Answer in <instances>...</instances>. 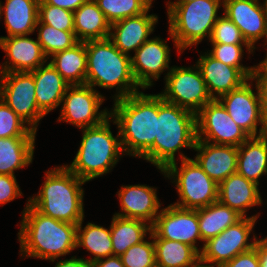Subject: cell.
I'll use <instances>...</instances> for the list:
<instances>
[{"mask_svg":"<svg viewBox=\"0 0 267 267\" xmlns=\"http://www.w3.org/2000/svg\"><path fill=\"white\" fill-rule=\"evenodd\" d=\"M18 232L20 256L54 262L76 247L77 224L60 221L38 212L26 203Z\"/></svg>","mask_w":267,"mask_h":267,"instance_id":"obj_1","label":"cell"},{"mask_svg":"<svg viewBox=\"0 0 267 267\" xmlns=\"http://www.w3.org/2000/svg\"><path fill=\"white\" fill-rule=\"evenodd\" d=\"M110 118L119 130L124 155L140 158L157 135L158 94L139 91L116 99Z\"/></svg>","mask_w":267,"mask_h":267,"instance_id":"obj_2","label":"cell"},{"mask_svg":"<svg viewBox=\"0 0 267 267\" xmlns=\"http://www.w3.org/2000/svg\"><path fill=\"white\" fill-rule=\"evenodd\" d=\"M196 140V114L164 101L158 94L157 135L154 144L140 158L164 170L176 162V152L194 149Z\"/></svg>","mask_w":267,"mask_h":267,"instance_id":"obj_3","label":"cell"},{"mask_svg":"<svg viewBox=\"0 0 267 267\" xmlns=\"http://www.w3.org/2000/svg\"><path fill=\"white\" fill-rule=\"evenodd\" d=\"M45 181L37 195L29 197V204L45 216L79 224L84 219V190L86 182L65 165L45 172Z\"/></svg>","mask_w":267,"mask_h":267,"instance_id":"obj_4","label":"cell"},{"mask_svg":"<svg viewBox=\"0 0 267 267\" xmlns=\"http://www.w3.org/2000/svg\"><path fill=\"white\" fill-rule=\"evenodd\" d=\"M87 74L85 84L112 89L114 100L139 92L131 69V56L122 53L109 39L85 42Z\"/></svg>","mask_w":267,"mask_h":267,"instance_id":"obj_5","label":"cell"},{"mask_svg":"<svg viewBox=\"0 0 267 267\" xmlns=\"http://www.w3.org/2000/svg\"><path fill=\"white\" fill-rule=\"evenodd\" d=\"M111 120L109 116L97 126L82 128L78 152L73 162L65 165L85 182L109 173L124 154L119 131L114 137L110 130Z\"/></svg>","mask_w":267,"mask_h":267,"instance_id":"obj_6","label":"cell"},{"mask_svg":"<svg viewBox=\"0 0 267 267\" xmlns=\"http://www.w3.org/2000/svg\"><path fill=\"white\" fill-rule=\"evenodd\" d=\"M166 6L169 36L181 53L206 37L210 39L223 0L169 1Z\"/></svg>","mask_w":267,"mask_h":267,"instance_id":"obj_7","label":"cell"},{"mask_svg":"<svg viewBox=\"0 0 267 267\" xmlns=\"http://www.w3.org/2000/svg\"><path fill=\"white\" fill-rule=\"evenodd\" d=\"M181 167L177 162L169 164L160 172L164 177L173 179L179 200L174 205L185 209H199L218 200V184L212 180L190 157L180 152Z\"/></svg>","mask_w":267,"mask_h":267,"instance_id":"obj_8","label":"cell"},{"mask_svg":"<svg viewBox=\"0 0 267 267\" xmlns=\"http://www.w3.org/2000/svg\"><path fill=\"white\" fill-rule=\"evenodd\" d=\"M259 213L250 217H242L216 237L207 240L200 248L201 267H221L236 255L255 247L257 237L254 235L249 242Z\"/></svg>","mask_w":267,"mask_h":267,"instance_id":"obj_9","label":"cell"},{"mask_svg":"<svg viewBox=\"0 0 267 267\" xmlns=\"http://www.w3.org/2000/svg\"><path fill=\"white\" fill-rule=\"evenodd\" d=\"M177 67L166 73L164 92L159 93L163 100L197 113L208 102L210 97L199 67Z\"/></svg>","mask_w":267,"mask_h":267,"instance_id":"obj_10","label":"cell"},{"mask_svg":"<svg viewBox=\"0 0 267 267\" xmlns=\"http://www.w3.org/2000/svg\"><path fill=\"white\" fill-rule=\"evenodd\" d=\"M2 99L35 132L45 114L38 108L34 77L30 72H0Z\"/></svg>","mask_w":267,"mask_h":267,"instance_id":"obj_11","label":"cell"},{"mask_svg":"<svg viewBox=\"0 0 267 267\" xmlns=\"http://www.w3.org/2000/svg\"><path fill=\"white\" fill-rule=\"evenodd\" d=\"M104 98L90 85H70L62 99L58 122H68L80 129L101 124L110 116L107 108L99 112Z\"/></svg>","mask_w":267,"mask_h":267,"instance_id":"obj_12","label":"cell"},{"mask_svg":"<svg viewBox=\"0 0 267 267\" xmlns=\"http://www.w3.org/2000/svg\"><path fill=\"white\" fill-rule=\"evenodd\" d=\"M196 136L197 140L236 147L250 137L218 99H212L196 113Z\"/></svg>","mask_w":267,"mask_h":267,"instance_id":"obj_13","label":"cell"},{"mask_svg":"<svg viewBox=\"0 0 267 267\" xmlns=\"http://www.w3.org/2000/svg\"><path fill=\"white\" fill-rule=\"evenodd\" d=\"M252 81L254 80L249 78L240 87L221 96L218 100L238 126L250 137H258L267 134V128L262 116L259 89L255 83L257 91L254 94ZM258 125H261L259 132Z\"/></svg>","mask_w":267,"mask_h":267,"instance_id":"obj_14","label":"cell"},{"mask_svg":"<svg viewBox=\"0 0 267 267\" xmlns=\"http://www.w3.org/2000/svg\"><path fill=\"white\" fill-rule=\"evenodd\" d=\"M153 239H167L192 246L199 254L197 240L202 241L197 209H185L170 204L161 209L152 225Z\"/></svg>","mask_w":267,"mask_h":267,"instance_id":"obj_15","label":"cell"},{"mask_svg":"<svg viewBox=\"0 0 267 267\" xmlns=\"http://www.w3.org/2000/svg\"><path fill=\"white\" fill-rule=\"evenodd\" d=\"M170 47L160 37L145 41L131 57V69L135 81L141 89H148L161 74L170 71Z\"/></svg>","mask_w":267,"mask_h":267,"instance_id":"obj_16","label":"cell"},{"mask_svg":"<svg viewBox=\"0 0 267 267\" xmlns=\"http://www.w3.org/2000/svg\"><path fill=\"white\" fill-rule=\"evenodd\" d=\"M223 10L253 49L261 38L267 45L265 13L260 0H223Z\"/></svg>","mask_w":267,"mask_h":267,"instance_id":"obj_17","label":"cell"},{"mask_svg":"<svg viewBox=\"0 0 267 267\" xmlns=\"http://www.w3.org/2000/svg\"><path fill=\"white\" fill-rule=\"evenodd\" d=\"M0 48L6 53V60H10L2 63L0 72H31L47 64L48 58L40 43L29 35L1 36Z\"/></svg>","mask_w":267,"mask_h":267,"instance_id":"obj_18","label":"cell"},{"mask_svg":"<svg viewBox=\"0 0 267 267\" xmlns=\"http://www.w3.org/2000/svg\"><path fill=\"white\" fill-rule=\"evenodd\" d=\"M156 191L157 188L147 185H122L117 193L121 212L114 215L127 219H139L152 226L161 211V203Z\"/></svg>","mask_w":267,"mask_h":267,"instance_id":"obj_19","label":"cell"},{"mask_svg":"<svg viewBox=\"0 0 267 267\" xmlns=\"http://www.w3.org/2000/svg\"><path fill=\"white\" fill-rule=\"evenodd\" d=\"M152 5L142 14L118 20L111 24L109 39L122 52L129 56L136 51L154 32L158 16L148 14Z\"/></svg>","mask_w":267,"mask_h":267,"instance_id":"obj_20","label":"cell"},{"mask_svg":"<svg viewBox=\"0 0 267 267\" xmlns=\"http://www.w3.org/2000/svg\"><path fill=\"white\" fill-rule=\"evenodd\" d=\"M193 150L198 152L194 160L217 184L236 173L238 147L196 140Z\"/></svg>","mask_w":267,"mask_h":267,"instance_id":"obj_21","label":"cell"},{"mask_svg":"<svg viewBox=\"0 0 267 267\" xmlns=\"http://www.w3.org/2000/svg\"><path fill=\"white\" fill-rule=\"evenodd\" d=\"M196 65L202 73L212 99H219L249 79L239 68L226 65L206 52L200 55Z\"/></svg>","mask_w":267,"mask_h":267,"instance_id":"obj_22","label":"cell"},{"mask_svg":"<svg viewBox=\"0 0 267 267\" xmlns=\"http://www.w3.org/2000/svg\"><path fill=\"white\" fill-rule=\"evenodd\" d=\"M218 201L246 217L249 208L259 206L263 200L258 185L237 172L218 184Z\"/></svg>","mask_w":267,"mask_h":267,"instance_id":"obj_23","label":"cell"},{"mask_svg":"<svg viewBox=\"0 0 267 267\" xmlns=\"http://www.w3.org/2000/svg\"><path fill=\"white\" fill-rule=\"evenodd\" d=\"M47 63L30 72L34 77L37 106L45 115L61 105L65 91L70 86L57 70Z\"/></svg>","mask_w":267,"mask_h":267,"instance_id":"obj_24","label":"cell"},{"mask_svg":"<svg viewBox=\"0 0 267 267\" xmlns=\"http://www.w3.org/2000/svg\"><path fill=\"white\" fill-rule=\"evenodd\" d=\"M40 0H6L0 1V16H4L7 36L32 34L38 22V7ZM4 14V15H3Z\"/></svg>","mask_w":267,"mask_h":267,"instance_id":"obj_25","label":"cell"},{"mask_svg":"<svg viewBox=\"0 0 267 267\" xmlns=\"http://www.w3.org/2000/svg\"><path fill=\"white\" fill-rule=\"evenodd\" d=\"M259 185L263 175H267V134L249 137L238 146L237 171Z\"/></svg>","mask_w":267,"mask_h":267,"instance_id":"obj_26","label":"cell"},{"mask_svg":"<svg viewBox=\"0 0 267 267\" xmlns=\"http://www.w3.org/2000/svg\"><path fill=\"white\" fill-rule=\"evenodd\" d=\"M73 15L74 33L78 41L109 38L111 24L94 0H87Z\"/></svg>","mask_w":267,"mask_h":267,"instance_id":"obj_27","label":"cell"},{"mask_svg":"<svg viewBox=\"0 0 267 267\" xmlns=\"http://www.w3.org/2000/svg\"><path fill=\"white\" fill-rule=\"evenodd\" d=\"M36 137L0 138V174L15 176L14 171L32 163Z\"/></svg>","mask_w":267,"mask_h":267,"instance_id":"obj_28","label":"cell"},{"mask_svg":"<svg viewBox=\"0 0 267 267\" xmlns=\"http://www.w3.org/2000/svg\"><path fill=\"white\" fill-rule=\"evenodd\" d=\"M50 64L69 85L85 84L87 74V54L85 42L51 56Z\"/></svg>","mask_w":267,"mask_h":267,"instance_id":"obj_29","label":"cell"},{"mask_svg":"<svg viewBox=\"0 0 267 267\" xmlns=\"http://www.w3.org/2000/svg\"><path fill=\"white\" fill-rule=\"evenodd\" d=\"M110 225L113 255L121 256L131 246L144 241L151 234L152 226L139 219L113 215Z\"/></svg>","mask_w":267,"mask_h":267,"instance_id":"obj_30","label":"cell"},{"mask_svg":"<svg viewBox=\"0 0 267 267\" xmlns=\"http://www.w3.org/2000/svg\"><path fill=\"white\" fill-rule=\"evenodd\" d=\"M197 214L199 231L204 243L242 218L235 210L218 200L206 207L197 209Z\"/></svg>","mask_w":267,"mask_h":267,"instance_id":"obj_31","label":"cell"},{"mask_svg":"<svg viewBox=\"0 0 267 267\" xmlns=\"http://www.w3.org/2000/svg\"><path fill=\"white\" fill-rule=\"evenodd\" d=\"M157 267H201L200 254L190 245L153 239Z\"/></svg>","mask_w":267,"mask_h":267,"instance_id":"obj_32","label":"cell"},{"mask_svg":"<svg viewBox=\"0 0 267 267\" xmlns=\"http://www.w3.org/2000/svg\"><path fill=\"white\" fill-rule=\"evenodd\" d=\"M77 225L76 247H84L94 257L86 259L90 264L95 261L113 255L110 228H104L94 223L86 224L82 228V222Z\"/></svg>","mask_w":267,"mask_h":267,"instance_id":"obj_33","label":"cell"},{"mask_svg":"<svg viewBox=\"0 0 267 267\" xmlns=\"http://www.w3.org/2000/svg\"><path fill=\"white\" fill-rule=\"evenodd\" d=\"M36 28L37 40L49 60L55 53L69 49L79 42L74 31L59 30L43 23H37Z\"/></svg>","mask_w":267,"mask_h":267,"instance_id":"obj_34","label":"cell"},{"mask_svg":"<svg viewBox=\"0 0 267 267\" xmlns=\"http://www.w3.org/2000/svg\"><path fill=\"white\" fill-rule=\"evenodd\" d=\"M110 24L144 13L152 4L148 0H94Z\"/></svg>","mask_w":267,"mask_h":267,"instance_id":"obj_35","label":"cell"},{"mask_svg":"<svg viewBox=\"0 0 267 267\" xmlns=\"http://www.w3.org/2000/svg\"><path fill=\"white\" fill-rule=\"evenodd\" d=\"M211 44L213 46L212 50L207 51L210 56L226 65L239 68L248 78H252L256 65L246 67L241 64L242 57L244 56L243 47L245 46L248 54H251L254 51L249 44Z\"/></svg>","mask_w":267,"mask_h":267,"instance_id":"obj_36","label":"cell"},{"mask_svg":"<svg viewBox=\"0 0 267 267\" xmlns=\"http://www.w3.org/2000/svg\"><path fill=\"white\" fill-rule=\"evenodd\" d=\"M2 99H0V138L36 137V133Z\"/></svg>","mask_w":267,"mask_h":267,"instance_id":"obj_37","label":"cell"},{"mask_svg":"<svg viewBox=\"0 0 267 267\" xmlns=\"http://www.w3.org/2000/svg\"><path fill=\"white\" fill-rule=\"evenodd\" d=\"M37 23L47 24L59 30L74 31L73 12L46 4L43 0L39 1Z\"/></svg>","mask_w":267,"mask_h":267,"instance_id":"obj_38","label":"cell"},{"mask_svg":"<svg viewBox=\"0 0 267 267\" xmlns=\"http://www.w3.org/2000/svg\"><path fill=\"white\" fill-rule=\"evenodd\" d=\"M149 238L152 241L135 244L120 256L124 267H157L152 232Z\"/></svg>","mask_w":267,"mask_h":267,"instance_id":"obj_39","label":"cell"},{"mask_svg":"<svg viewBox=\"0 0 267 267\" xmlns=\"http://www.w3.org/2000/svg\"><path fill=\"white\" fill-rule=\"evenodd\" d=\"M209 42L222 44H248L239 28L224 14L215 22Z\"/></svg>","mask_w":267,"mask_h":267,"instance_id":"obj_40","label":"cell"},{"mask_svg":"<svg viewBox=\"0 0 267 267\" xmlns=\"http://www.w3.org/2000/svg\"><path fill=\"white\" fill-rule=\"evenodd\" d=\"M22 195L15 176L0 174V205L7 204Z\"/></svg>","mask_w":267,"mask_h":267,"instance_id":"obj_41","label":"cell"},{"mask_svg":"<svg viewBox=\"0 0 267 267\" xmlns=\"http://www.w3.org/2000/svg\"><path fill=\"white\" fill-rule=\"evenodd\" d=\"M252 79L256 81L259 89L262 116L267 128V68L261 62L256 65Z\"/></svg>","mask_w":267,"mask_h":267,"instance_id":"obj_42","label":"cell"},{"mask_svg":"<svg viewBox=\"0 0 267 267\" xmlns=\"http://www.w3.org/2000/svg\"><path fill=\"white\" fill-rule=\"evenodd\" d=\"M221 267H260L257 249L254 247L249 251L240 253Z\"/></svg>","mask_w":267,"mask_h":267,"instance_id":"obj_43","label":"cell"},{"mask_svg":"<svg viewBox=\"0 0 267 267\" xmlns=\"http://www.w3.org/2000/svg\"><path fill=\"white\" fill-rule=\"evenodd\" d=\"M46 4L54 5L75 12L87 0H43Z\"/></svg>","mask_w":267,"mask_h":267,"instance_id":"obj_44","label":"cell"},{"mask_svg":"<svg viewBox=\"0 0 267 267\" xmlns=\"http://www.w3.org/2000/svg\"><path fill=\"white\" fill-rule=\"evenodd\" d=\"M91 267H124V265L120 256L112 255L95 261Z\"/></svg>","mask_w":267,"mask_h":267,"instance_id":"obj_45","label":"cell"},{"mask_svg":"<svg viewBox=\"0 0 267 267\" xmlns=\"http://www.w3.org/2000/svg\"><path fill=\"white\" fill-rule=\"evenodd\" d=\"M55 267H91V264L84 258L72 256L70 259L59 260Z\"/></svg>","mask_w":267,"mask_h":267,"instance_id":"obj_46","label":"cell"},{"mask_svg":"<svg viewBox=\"0 0 267 267\" xmlns=\"http://www.w3.org/2000/svg\"><path fill=\"white\" fill-rule=\"evenodd\" d=\"M255 248L258 252L260 267H267V236L257 240Z\"/></svg>","mask_w":267,"mask_h":267,"instance_id":"obj_47","label":"cell"},{"mask_svg":"<svg viewBox=\"0 0 267 267\" xmlns=\"http://www.w3.org/2000/svg\"><path fill=\"white\" fill-rule=\"evenodd\" d=\"M263 9H264V13H265V20H266V26H267V0L263 1Z\"/></svg>","mask_w":267,"mask_h":267,"instance_id":"obj_48","label":"cell"},{"mask_svg":"<svg viewBox=\"0 0 267 267\" xmlns=\"http://www.w3.org/2000/svg\"><path fill=\"white\" fill-rule=\"evenodd\" d=\"M261 63L267 68V54H266V58L263 61H261Z\"/></svg>","mask_w":267,"mask_h":267,"instance_id":"obj_49","label":"cell"},{"mask_svg":"<svg viewBox=\"0 0 267 267\" xmlns=\"http://www.w3.org/2000/svg\"><path fill=\"white\" fill-rule=\"evenodd\" d=\"M177 1H195V0H177Z\"/></svg>","mask_w":267,"mask_h":267,"instance_id":"obj_50","label":"cell"}]
</instances>
